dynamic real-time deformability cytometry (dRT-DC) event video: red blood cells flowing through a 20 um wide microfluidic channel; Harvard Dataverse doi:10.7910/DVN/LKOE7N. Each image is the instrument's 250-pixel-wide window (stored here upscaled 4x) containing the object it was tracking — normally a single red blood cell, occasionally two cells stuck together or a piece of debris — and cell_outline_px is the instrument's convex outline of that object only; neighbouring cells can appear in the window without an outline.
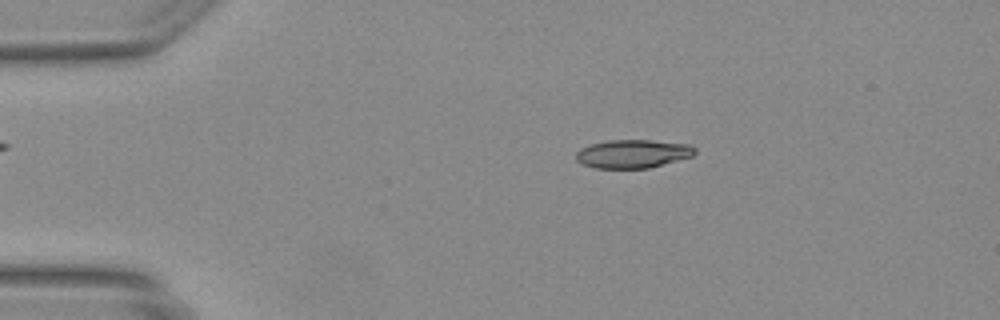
{"species": "Egyptian fruit bat (a non-hibernating species)", "species_latin": "Rousettus aegyptiacus", "temperature_condition": "warm", "stored_images_in_passage": 37, "camera_frame_rate_fps": 3000, "um_per_image_px": 0.085, "animal": {"sex": "female"}, "frame": {"image": 1, "passage_image": 1, "time_ms": 0.0, "image_size_px": [1000, 320], "cell_outline_px": [[696, 152], [692, 156], [648, 168], [596, 168], [580, 164], [576, 160], [576, 152], [580, 148], [592, 144], [608, 140], [652, 140], [692, 144], [696, 148]], "centroid_in_image_um": [53.79, 13.06], "position_along_channel_um": 31.2, "area_um2": 19.77}}
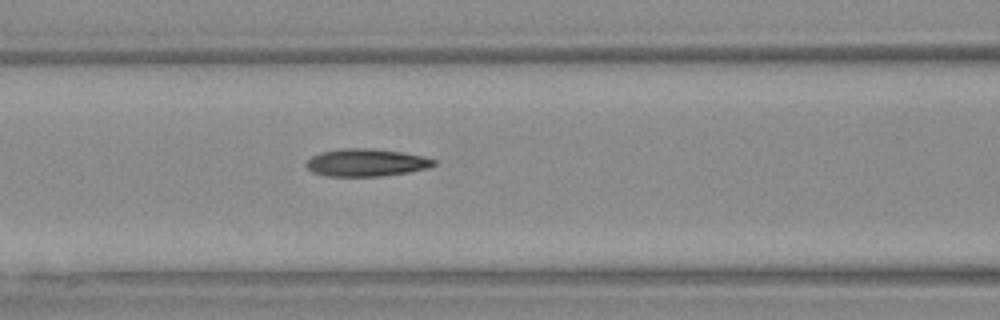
{"frame": {"image": 2, "passage_image": 12, "time_ms": 3.667, "image_size_px": [1000, 320], "cell_outline_px": [[436, 164], [428, 168], [408, 172], [380, 176], [324, 176], [312, 172], [304, 164], [312, 156], [320, 152], [344, 148], [372, 148], [400, 152], [424, 156], [436, 160]], "centroid_in_image_um": [31.11, 13.82], "position_along_channel_um": 135.5, "area_um2": 20.52}}
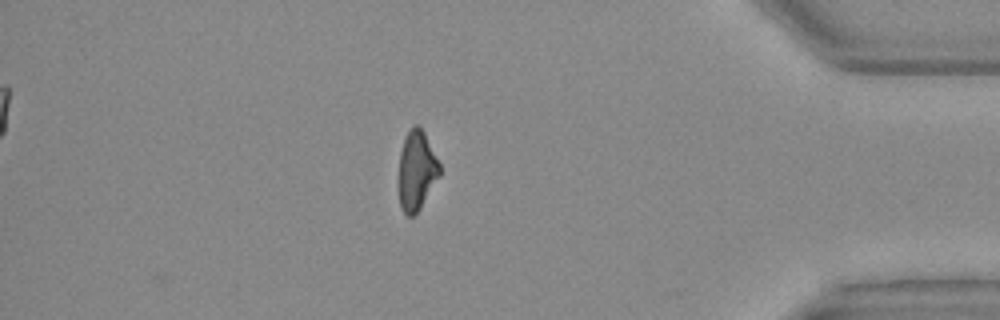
{"frame": {"image": 3, "passage_image": 33, "time_ms": 10.667, "image_size_px": [1000, 320], "cell_outline_px": [[440, 176], [420, 208], [412, 216], [408, 216], [400, 208], [400, 152], [404, 140], [412, 124], [420, 124], [440, 164]], "centroid_in_image_um": [35.43, 14.47], "position_along_channel_um": 399.8, "area_um2": 18.67}}